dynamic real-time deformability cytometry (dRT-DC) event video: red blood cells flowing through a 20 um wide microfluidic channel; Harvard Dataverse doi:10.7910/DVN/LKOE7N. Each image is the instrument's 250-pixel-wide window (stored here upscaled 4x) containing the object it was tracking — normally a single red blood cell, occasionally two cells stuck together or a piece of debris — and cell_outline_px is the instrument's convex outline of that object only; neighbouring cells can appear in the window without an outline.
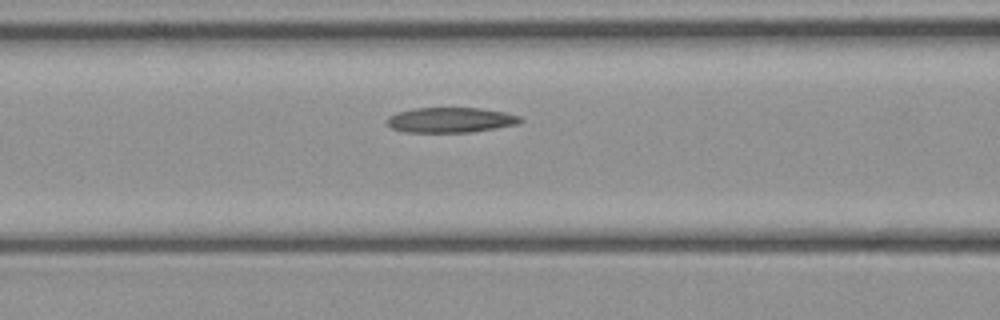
{"species": "common noctule bat (a hibernating species)", "species_latin": "Nyctalus noctula", "temperature_condition": "cold", "stored_images_in_passage": 28, "camera_frame_rate_fps": 3000, "um_per_image_px": 0.085, "animal": {"sex": "female", "body_mass_g": 21.9}, "frame": {"image": 1, "passage_image": 10, "time_ms": 3.0, "image_size_px": [1000, 320], "cell_outline_px": [[524, 120], [516, 124], [496, 128], [472, 132], [404, 132], [392, 128], [384, 120], [388, 116], [396, 112], [416, 108], [480, 108], [504, 112], [520, 116]], "centroid_in_image_um": [38.27, 10.2], "position_along_channel_um": 128.3, "area_um2": 19.59}}
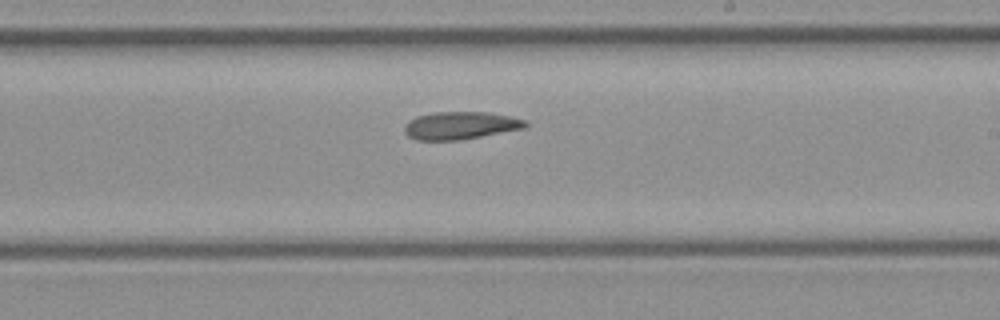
{"frame": {"image": 2, "passage_image": 18, "time_ms": 5.667, "image_size_px": [1000, 320], "cell_outline_px": [[528, 124], [524, 128], [460, 140], [416, 140], [408, 136], [404, 132], [404, 124], [416, 116], [436, 112], [484, 112], [508, 116], [528, 120]], "centroid_in_image_um": [39.11, 10.67], "position_along_channel_um": 249.9, "area_um2": 19.42}}
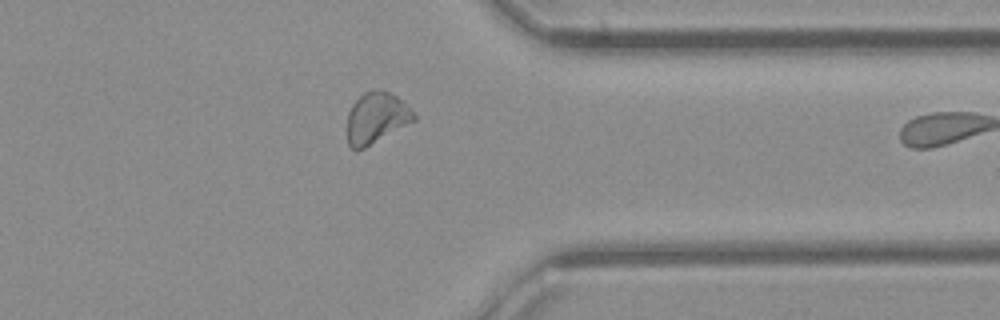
{"frame": {"image": 3, "passage_image": 27, "time_ms": 8.667, "image_size_px": [1000, 320], "cell_outline_px": [[416, 120], [364, 148], [356, 152], [348, 144], [348, 112], [352, 104], [364, 92], [372, 88], [388, 92], [396, 96], [416, 116]], "centroid_in_image_um": [31.95, 10.03], "position_along_channel_um": 379.4, "area_um2": 19.59}}